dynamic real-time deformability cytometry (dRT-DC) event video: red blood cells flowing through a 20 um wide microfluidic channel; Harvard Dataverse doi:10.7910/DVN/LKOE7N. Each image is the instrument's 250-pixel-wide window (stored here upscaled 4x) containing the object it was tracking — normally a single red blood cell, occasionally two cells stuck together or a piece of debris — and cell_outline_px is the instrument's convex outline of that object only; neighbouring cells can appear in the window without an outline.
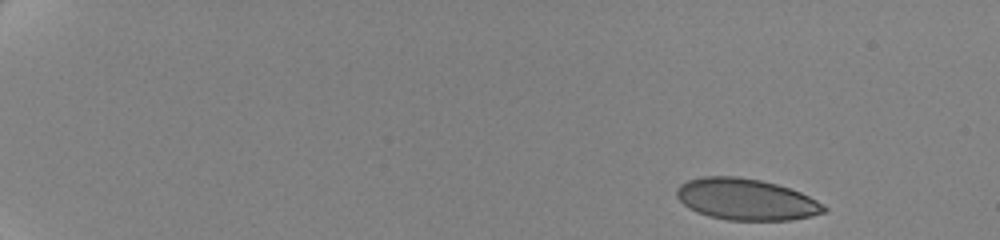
{"species": "human", "species_latin": "Homo sapiens", "temperature_condition": "cold", "stored_images_in_passage": 16, "camera_frame_rate_fps": 3000, "um_per_image_px": 0.085, "donor": {"sex": "female"}, "frame": {"image": 1, "passage_image": 1, "time_ms": 0.0, "image_size_px": [1000, 240], "cell_outline_px": [[828, 208], [824, 212], [812, 216], [792, 220], [728, 220], [708, 216], [696, 212], [688, 208], [676, 196], [676, 188], [680, 184], [688, 180], [704, 176], [736, 176], [760, 180], [776, 184], [800, 192], [824, 204]], "centroid_in_image_um": [63.4, 16.95], "position_along_channel_um": 21.6, "area_um2": 35.6}}
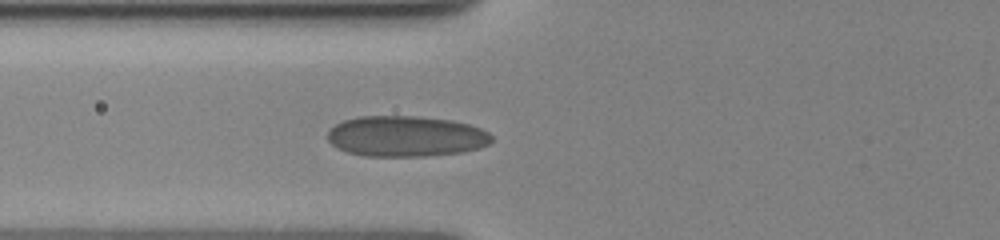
{"frame": {"image": 2, "passage_image": 10, "time_ms": 6.333, "image_size_px": [1000, 240], "cell_outline_px": [[492, 140], [488, 144], [480, 148], [460, 152], [424, 156], [364, 156], [348, 152], [336, 148], [328, 140], [328, 132], [336, 124], [344, 120], [360, 116], [420, 116], [452, 120], [468, 124], [480, 128], [488, 132], [492, 136]], "centroid_in_image_um": [34.5, 11.58], "position_along_channel_um": 91.3, "area_um2": 38.96}}
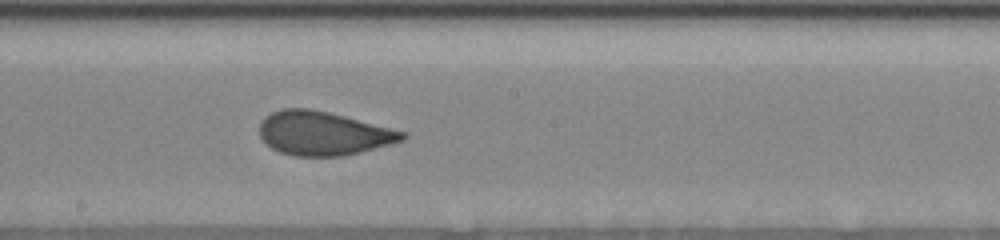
{"frame": {"image": 3, "passage_image": 16, "time_ms": 10.0, "image_size_px": [1000, 240], "cell_outline_px": [[408, 136], [404, 140], [344, 156], [292, 156], [280, 152], [272, 148], [260, 136], [260, 120], [264, 116], [272, 112], [284, 108], [308, 108], [328, 112], [344, 116], [404, 132]], "centroid_in_image_um": [27.43, 11.33], "position_along_channel_um": 220.8, "area_um2": 36.13}}